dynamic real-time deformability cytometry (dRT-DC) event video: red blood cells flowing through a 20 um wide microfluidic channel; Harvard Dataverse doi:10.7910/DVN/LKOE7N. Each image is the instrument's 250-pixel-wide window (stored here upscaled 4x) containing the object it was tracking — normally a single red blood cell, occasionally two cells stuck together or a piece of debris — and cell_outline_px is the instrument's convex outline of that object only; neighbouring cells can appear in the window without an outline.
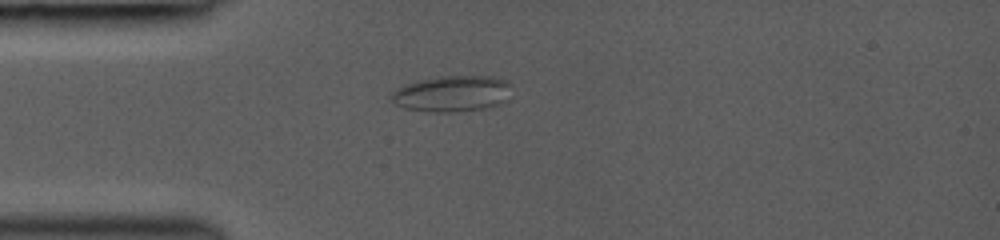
{"species": "common noctule bat (a hibernating species)", "species_latin": "Nyctalus noctula", "temperature_condition": "room temperature", "stored_images_in_passage": 36, "camera_frame_rate_fps": 3000, "um_per_image_px": 0.085, "animal": {"sex": "female", "body_mass_g": 19.0, "forearm_length_mm": 53.3}, "frame": {"image": 1, "passage_image": 1, "time_ms": 0.0, "image_size_px": [1000, 240], "cell_outline_px": [[512, 84], [508, 100], [500, 104], [480, 108], [456, 112], [432, 112], [404, 108], [388, 100], [388, 96], [396, 88], [404, 84], [420, 80], [440, 76], [492, 76], [508, 80]], "centroid_in_image_um": [38.42, 7.95], "position_along_channel_um": 46.6, "area_um2": 25.66}}
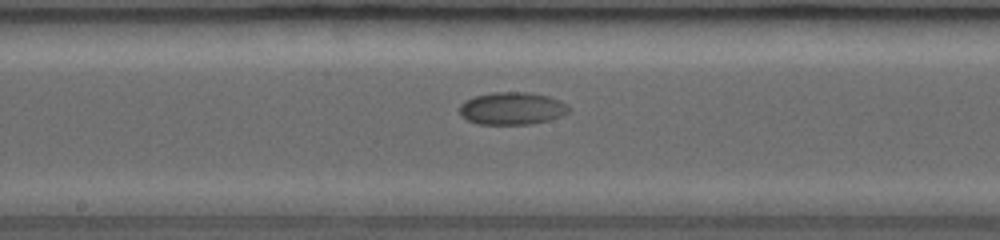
{"frame": {"image": 2, "passage_image": 14, "time_ms": 4.333, "image_size_px": [1000, 240], "cell_outline_px": [[572, 108], [568, 112], [560, 116], [548, 120], [532, 124], [480, 124], [468, 120], [460, 116], [460, 104], [464, 100], [476, 96], [492, 92], [528, 92], [548, 96], [560, 100], [568, 104]], "centroid_in_image_um": [43.54, 9.21], "position_along_channel_um": 204.7, "area_um2": 20.81}}
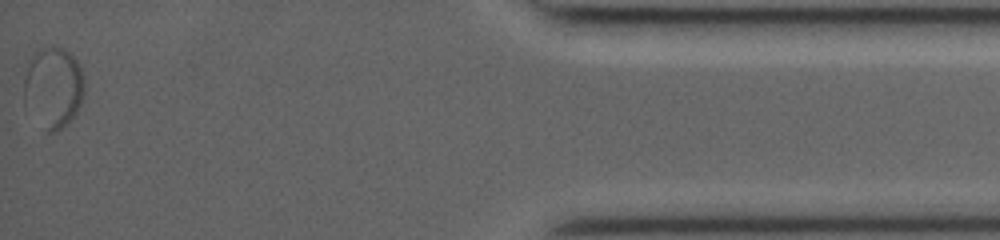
{"frame": {"image": 3, "passage_image": 36, "time_ms": 11.667, "image_size_px": [1000, 240], "cell_outline_px": [[84, 92], [80, 104], [76, 112], [60, 128], [52, 132], [48, 132], [24, 108], [24, 80], [32, 48], [52, 44], [64, 48], [76, 60], [84, 76]], "centroid_in_image_um": [4.48, 7.34], "position_along_channel_um": 430.7, "area_um2": 29.02}}